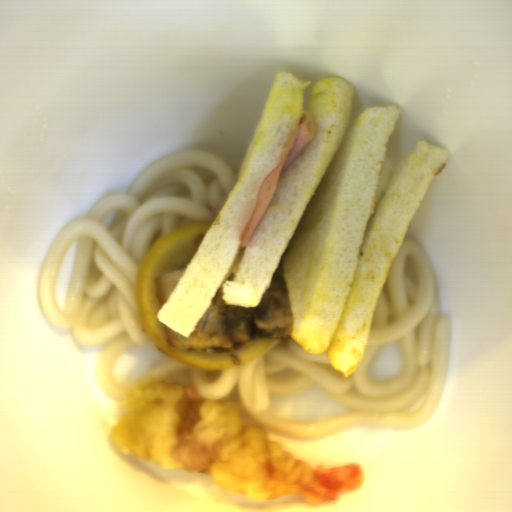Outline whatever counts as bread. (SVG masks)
I'll return each instance as SVG.
<instances>
[{
  "label": "bread",
  "instance_id": "8d2b1439",
  "mask_svg": "<svg viewBox=\"0 0 512 512\" xmlns=\"http://www.w3.org/2000/svg\"><path fill=\"white\" fill-rule=\"evenodd\" d=\"M311 85L277 73L237 181L156 319L187 340L219 290L226 304L257 307L281 262L291 337L349 377L365 358L382 289L449 151L423 139L395 166L386 153L402 108L369 106L350 124L351 83L318 80L306 108L314 136L279 174L241 246L258 189L297 130Z\"/></svg>",
  "mask_w": 512,
  "mask_h": 512
}]
</instances>
